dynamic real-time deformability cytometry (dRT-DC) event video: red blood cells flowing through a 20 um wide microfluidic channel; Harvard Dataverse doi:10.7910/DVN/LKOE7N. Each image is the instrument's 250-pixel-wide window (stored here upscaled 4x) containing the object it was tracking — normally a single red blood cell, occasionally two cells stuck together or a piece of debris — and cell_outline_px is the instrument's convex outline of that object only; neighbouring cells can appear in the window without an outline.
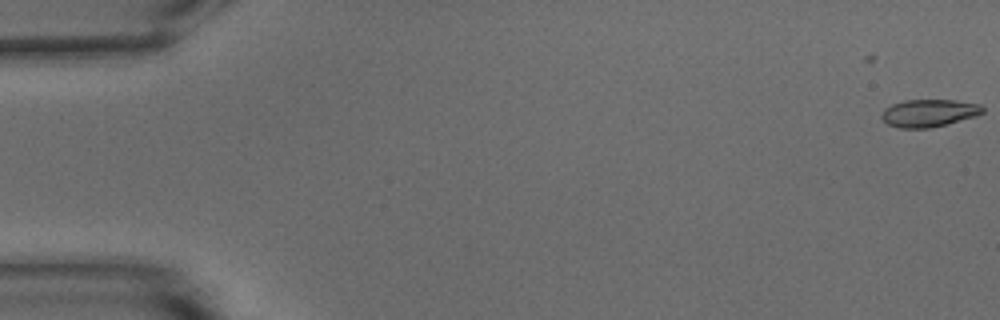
{"species": "common noctule bat (a hibernating species)", "species_latin": "Nyctalus noctula", "temperature_condition": "warm", "stored_images_in_passage": 19, "camera_frame_rate_fps": 3000, "um_per_image_px": 0.085, "animal": {"sex": "male", "body_mass_g": 15.6}, "frame": {"image": 1, "passage_image": 1, "time_ms": 0.0, "image_size_px": [1000, 320], "cell_outline_px": [[984, 112], [976, 116], [928, 128], [900, 128], [888, 124], [880, 116], [884, 108], [892, 104], [904, 100], [956, 100], [980, 104], [984, 108]], "centroid_in_image_um": [78.95, 9.59], "position_along_channel_um": 6.1, "area_um2": 16.13}}
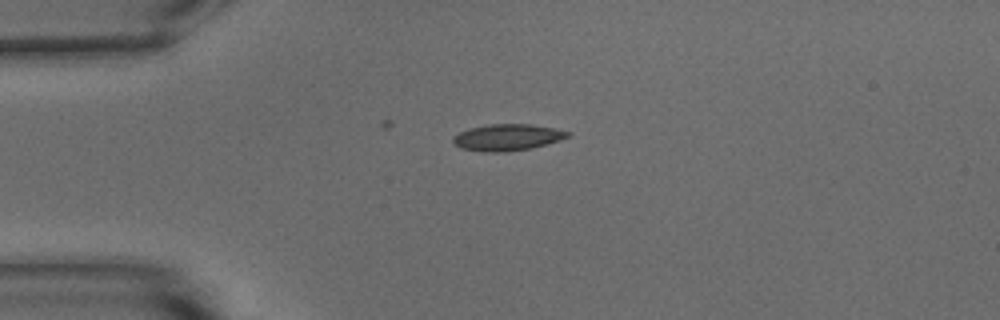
{"frame": {"image": 2, "passage_image": 14, "time_ms": 4.333, "image_size_px": [1000, 320], "cell_outline_px": [[572, 136], [560, 140], [532, 148], [504, 152], [484, 152], [460, 148], [452, 140], [452, 136], [468, 128], [488, 124], [532, 124], [572, 132]], "centroid_in_image_um": [43.13, 11.67], "position_along_channel_um": 41.9, "area_um2": 17.86}}
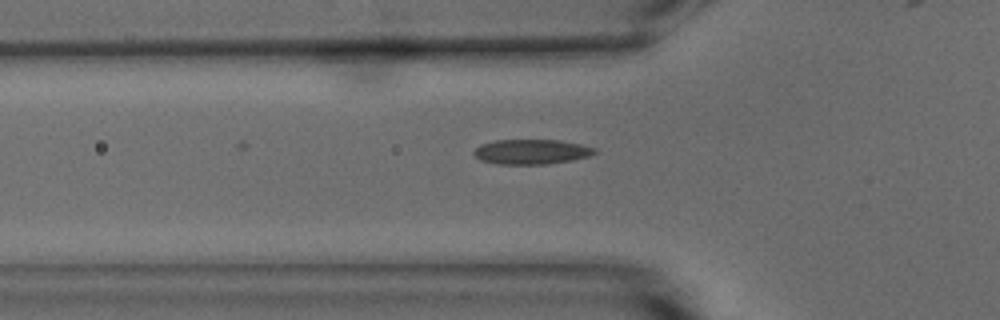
{"frame": {"image": 3, "passage_image": 19, "time_ms": 6.0, "image_size_px": [1000, 320], "cell_outline_px": [[596, 152], [588, 156], [572, 160], [548, 164], [500, 164], [480, 160], [472, 152], [480, 144], [496, 140], [560, 140], [580, 144], [596, 148]], "centroid_in_image_um": [45.16, 12.89], "position_along_channel_um": 80.6, "area_um2": 17.46}}